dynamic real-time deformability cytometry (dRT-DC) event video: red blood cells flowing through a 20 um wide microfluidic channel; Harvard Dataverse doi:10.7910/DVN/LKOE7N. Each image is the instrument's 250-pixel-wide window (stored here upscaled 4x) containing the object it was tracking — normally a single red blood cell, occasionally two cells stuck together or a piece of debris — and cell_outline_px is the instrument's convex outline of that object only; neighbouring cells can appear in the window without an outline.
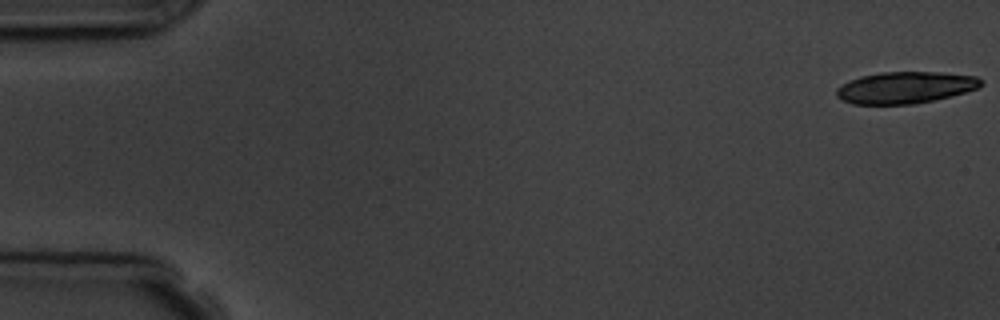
{"species": "common noctule bat (a hibernating species)", "species_latin": "Nyctalus noctula", "temperature_condition": "room temperature", "stored_images_in_passage": 7, "camera_frame_rate_fps": 3000, "um_per_image_px": 0.085, "animal": {"sex": "male", "body_mass_g": 19.5, "forearm_length_mm": 54.6}, "frame": {"image": 1, "passage_image": 1, "time_ms": 0.0, "image_size_px": [1000, 320], "cell_outline_px": [[984, 84], [980, 88], [916, 104], [852, 104], [836, 96], [836, 88], [860, 76], [880, 72], [940, 72], [976, 76], [984, 80]], "centroid_in_image_um": [76.99, 7.43], "position_along_channel_um": 8.0, "area_um2": 26.65}}